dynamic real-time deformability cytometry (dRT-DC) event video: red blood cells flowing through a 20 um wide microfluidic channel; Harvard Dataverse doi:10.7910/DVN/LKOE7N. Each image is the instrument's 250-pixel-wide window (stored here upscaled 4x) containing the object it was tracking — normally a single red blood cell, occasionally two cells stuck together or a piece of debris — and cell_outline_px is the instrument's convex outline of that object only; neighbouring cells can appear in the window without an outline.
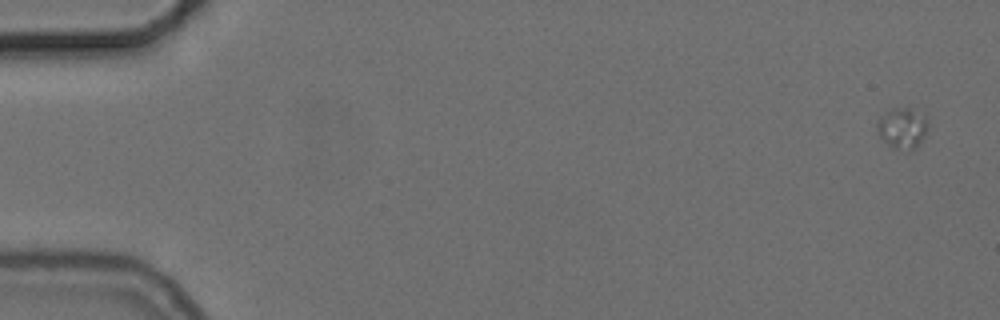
{"species": "common noctule bat (a hibernating species)", "species_latin": "Nyctalus noctula", "temperature_condition": "cold", "stored_images_in_passage": 20, "camera_frame_rate_fps": 3000, "um_per_image_px": 0.085, "animal": {"sex": "female", "body_mass_g": 24.6, "forearm_length_mm": 56.2}, "frame": {"image": 1, "passage_image": 1, "time_ms": 0.0, "image_size_px": [1000, 320], "cell_outline_px": [[928, 124], [924, 136], [916, 148], [912, 152], [908, 152], [892, 148], [876, 132], [876, 124], [880, 116], [884, 112], [892, 108], [912, 108], [928, 116]], "centroid_in_image_um": [76.71, 10.89], "position_along_channel_um": 8.3, "area_um2": 12.54}}